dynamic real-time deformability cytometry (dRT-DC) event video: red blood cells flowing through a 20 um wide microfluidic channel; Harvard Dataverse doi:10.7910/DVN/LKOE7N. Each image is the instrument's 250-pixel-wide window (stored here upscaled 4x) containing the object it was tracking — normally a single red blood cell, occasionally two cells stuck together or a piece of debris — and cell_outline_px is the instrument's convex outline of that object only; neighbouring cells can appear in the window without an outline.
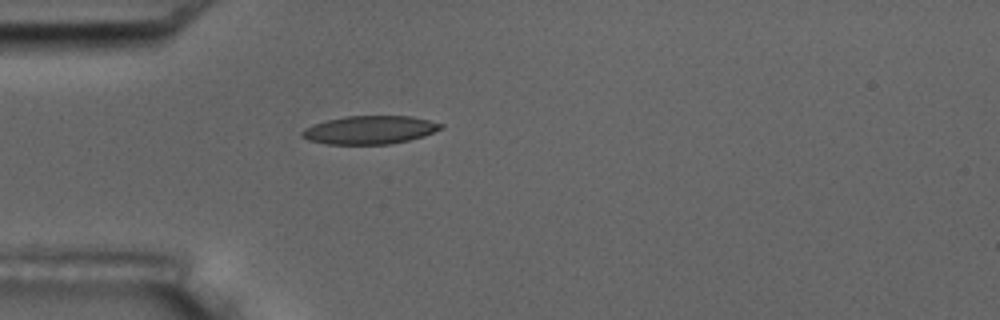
{"species": "common noctule bat (a hibernating species)", "species_latin": "Nyctalus noctula", "temperature_condition": "room temperature", "stored_images_in_passage": 1, "camera_frame_rate_fps": 3000, "um_per_image_px": 0.085, "animal": {"sex": "male", "body_mass_g": 17.5, "forearm_length_mm": 52.3}, "frame": {"image": 1, "passage_image": 1, "time_ms": 0.0, "image_size_px": [1000, 320], "cell_outline_px": [[444, 128], [424, 136], [408, 140], [388, 144], [328, 144], [308, 140], [300, 136], [300, 132], [304, 128], [312, 124], [344, 116], [412, 116], [444, 124]], "centroid_in_image_um": [31.42, 11.04], "position_along_channel_um": 53.6, "area_um2": 22.95}}